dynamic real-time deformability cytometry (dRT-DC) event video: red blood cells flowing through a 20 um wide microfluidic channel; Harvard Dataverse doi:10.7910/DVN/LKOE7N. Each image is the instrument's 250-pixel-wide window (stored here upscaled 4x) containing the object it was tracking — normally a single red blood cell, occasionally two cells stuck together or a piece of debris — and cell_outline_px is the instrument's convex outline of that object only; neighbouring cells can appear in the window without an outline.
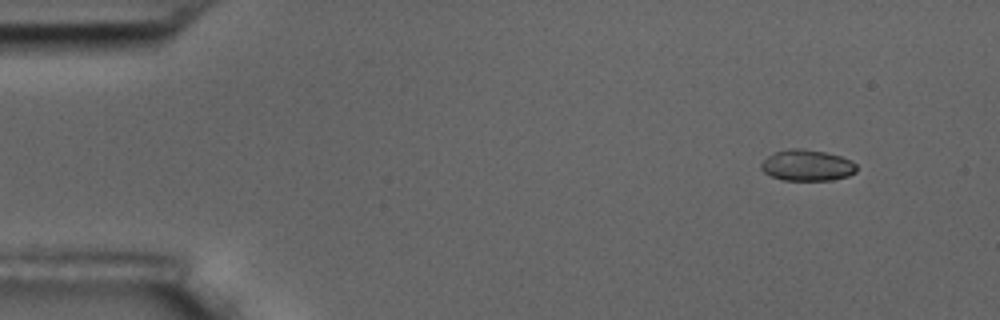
{"species": "common noctule bat (a hibernating species)", "species_latin": "Nyctalus noctula", "temperature_condition": "room temperature", "stored_images_in_passage": 6, "camera_frame_rate_fps": 3000, "um_per_image_px": 0.085, "animal": {"sex": "male", "body_mass_g": 17.5, "forearm_length_mm": 52.3}, "frame": {"image": 1, "passage_image": 2, "time_ms": 1.333, "image_size_px": [1000, 320], "cell_outline_px": [[856, 172], [848, 176], [832, 180], [784, 180], [772, 176], [764, 172], [760, 168], [760, 164], [768, 156], [776, 152], [788, 148], [804, 148], [824, 152], [840, 156], [852, 160], [856, 164]], "centroid_in_image_um": [68.61, 14.05], "position_along_channel_um": 16.4, "area_um2": 17.34}}
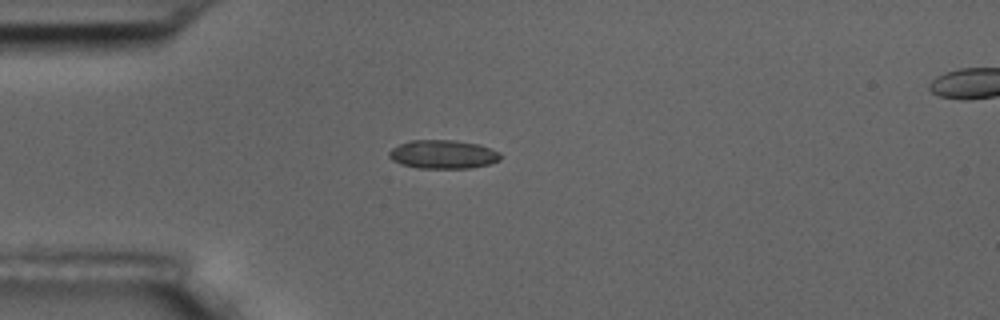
{"frame": {"image": 2, "passage_image": 5, "time_ms": 4.667, "image_size_px": [1000, 320], "cell_outline_px": [[500, 160], [488, 164], [468, 168], [420, 168], [400, 164], [392, 160], [388, 156], [388, 152], [392, 148], [408, 140], [456, 140], [476, 144], [500, 152]], "centroid_in_image_um": [37.61, 13.12], "position_along_channel_um": 47.4, "area_um2": 18.5}}